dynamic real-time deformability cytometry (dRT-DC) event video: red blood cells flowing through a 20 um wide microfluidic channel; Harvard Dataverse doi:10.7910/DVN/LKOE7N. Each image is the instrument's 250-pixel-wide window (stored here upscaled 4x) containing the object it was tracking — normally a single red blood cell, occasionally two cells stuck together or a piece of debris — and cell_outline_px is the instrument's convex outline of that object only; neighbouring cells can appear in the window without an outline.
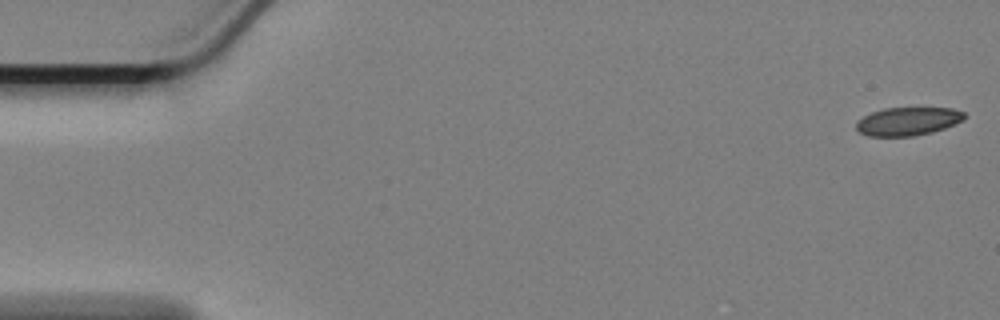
{"species": "Egyptian fruit bat (a non-hibernating species)", "species_latin": "Rousettus aegyptiacus", "temperature_condition": "cold", "stored_images_in_passage": 58, "camera_frame_rate_fps": 3000, "um_per_image_px": 0.085, "animal": {"sex": "female"}, "frame": {"image": 1, "passage_image": 1, "time_ms": 0.0, "image_size_px": [1000, 320], "cell_outline_px": [[964, 120], [944, 128], [932, 132], [912, 136], [868, 136], [860, 132], [856, 128], [856, 124], [864, 116], [872, 112], [884, 108], [952, 108], [964, 112]], "centroid_in_image_um": [77.18, 10.31], "position_along_channel_um": 7.8, "area_um2": 17.63}}
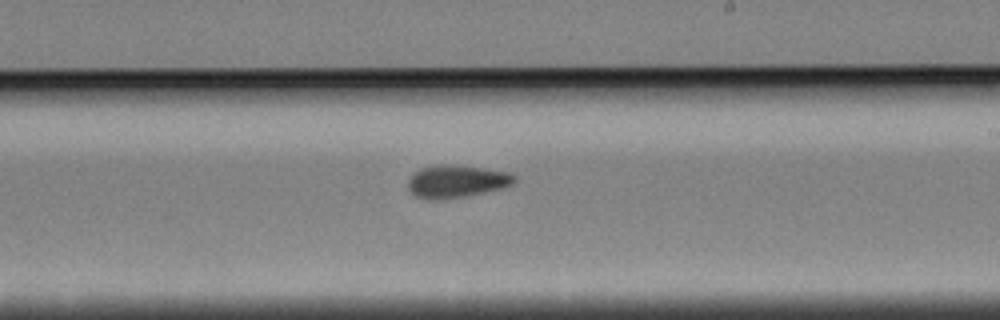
{"frame": {"image": 2, "passage_image": 34, "time_ms": 11.0, "image_size_px": [1000, 320], "cell_outline_px": [[516, 180], [512, 184], [500, 188], [460, 196], [428, 200], [416, 196], [408, 188], [408, 180], [420, 168], [436, 164], [456, 164], [508, 172], [516, 176]], "centroid_in_image_um": [38.78, 15.38], "position_along_channel_um": 250.2, "area_um2": 19.77}}
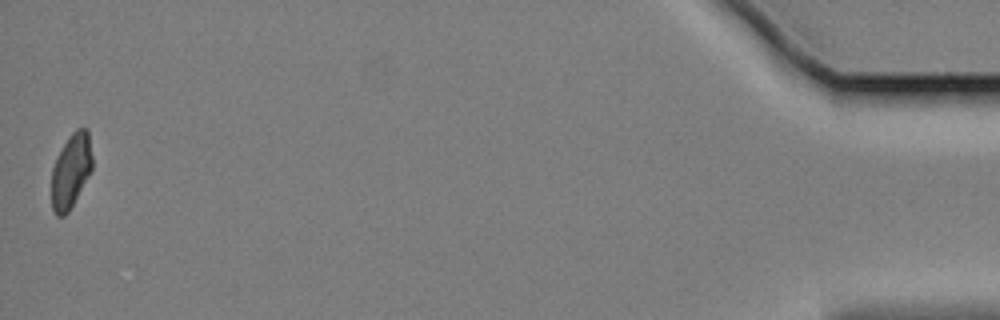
{"frame": {"image": 3, "passage_image": 58, "time_ms": 19.0, "image_size_px": [1000, 320], "cell_outline_px": [[92, 168], [88, 176], [68, 212], [64, 216], [56, 216], [52, 208], [52, 168], [68, 136], [76, 128], [88, 128], [92, 156]], "centroid_in_image_um": [6.04, 14.5], "position_along_channel_um": 429.2, "area_um2": 17.4}, "authors_computed_cell_mechanics": {"area_um2": 19.3341, "velocity_mm_per_s": 3.3935, "shape_relaxation_time_tau1_ms": null, "shape_relaxation_time_tau2_ms": 7.7384, "deformation_change_tau1": null, "deformation_change_tau2": 0.111}}